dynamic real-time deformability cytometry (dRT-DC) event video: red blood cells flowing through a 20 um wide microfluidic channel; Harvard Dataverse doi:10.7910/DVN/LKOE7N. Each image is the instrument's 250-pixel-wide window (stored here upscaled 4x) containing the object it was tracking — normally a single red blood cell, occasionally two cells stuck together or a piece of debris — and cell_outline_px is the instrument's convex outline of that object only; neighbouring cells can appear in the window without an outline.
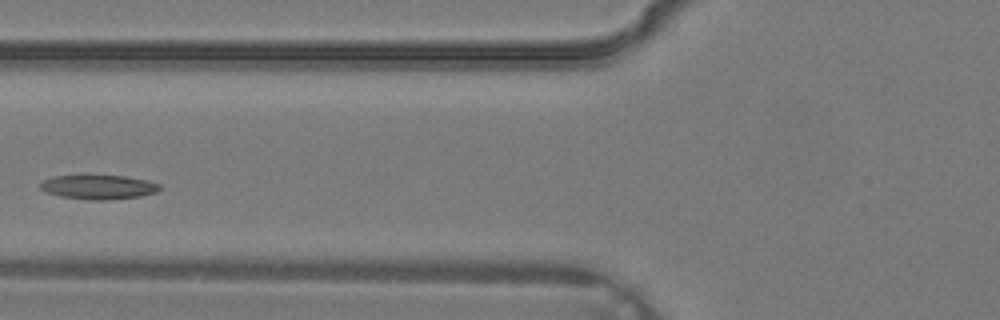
{"species": "common noctule bat (a hibernating species)", "species_latin": "Nyctalus noctula", "temperature_condition": "warm", "stored_images_in_passage": 2, "camera_frame_rate_fps": 3000, "um_per_image_px": 0.085, "animal": {"sex": "male", "body_mass_g": 19.2, "forearm_length_mm": 51.8}, "frame": {"image": 1, "passage_image": 2, "time_ms": 0.333, "image_size_px": [1000, 320], "cell_outline_px": [[160, 188], [156, 192], [140, 196], [104, 200], [92, 200], [60, 196], [44, 192], [40, 188], [40, 184], [44, 180], [52, 176], [84, 172], [124, 176], [148, 180], [160, 184]], "centroid_in_image_um": [8.3, 15.84], "position_along_channel_um": 117.5, "area_um2": 17.74}}